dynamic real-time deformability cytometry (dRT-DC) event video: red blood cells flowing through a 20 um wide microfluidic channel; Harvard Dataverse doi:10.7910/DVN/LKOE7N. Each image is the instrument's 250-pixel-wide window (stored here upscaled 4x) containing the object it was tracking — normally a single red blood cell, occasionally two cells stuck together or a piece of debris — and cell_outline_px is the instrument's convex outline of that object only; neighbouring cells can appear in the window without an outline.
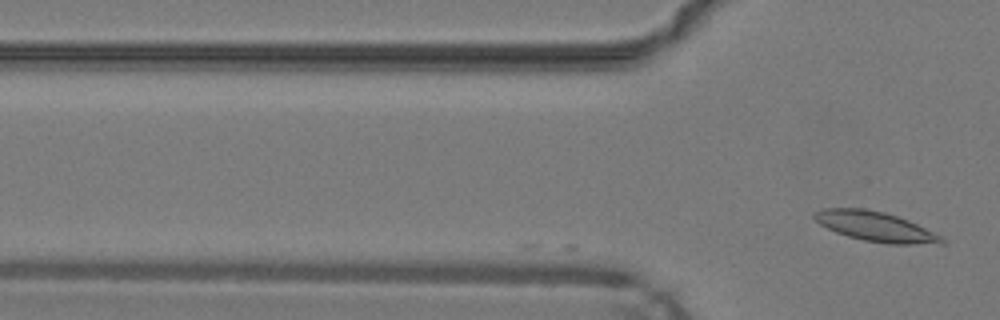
{"species": "common noctule bat (a hibernating species)", "species_latin": "Nyctalus noctula", "temperature_condition": "warm", "stored_images_in_passage": 6, "camera_frame_rate_fps": 3000, "um_per_image_px": 0.085, "animal": {"sex": "male", "body_mass_g": 19.2, "forearm_length_mm": 51.8}, "frame": {"image": 1, "passage_image": 6, "time_ms": 1.667, "image_size_px": [1000, 320], "cell_outline_px": [[944, 244], [892, 244], [864, 240], [848, 236], [836, 232], [820, 224], [812, 216], [812, 212], [824, 208], [864, 208], [884, 212], [908, 220], [940, 236], [944, 240]], "centroid_in_image_um": [74.37, 19.25], "position_along_channel_um": 51.4, "area_um2": 21.79}}